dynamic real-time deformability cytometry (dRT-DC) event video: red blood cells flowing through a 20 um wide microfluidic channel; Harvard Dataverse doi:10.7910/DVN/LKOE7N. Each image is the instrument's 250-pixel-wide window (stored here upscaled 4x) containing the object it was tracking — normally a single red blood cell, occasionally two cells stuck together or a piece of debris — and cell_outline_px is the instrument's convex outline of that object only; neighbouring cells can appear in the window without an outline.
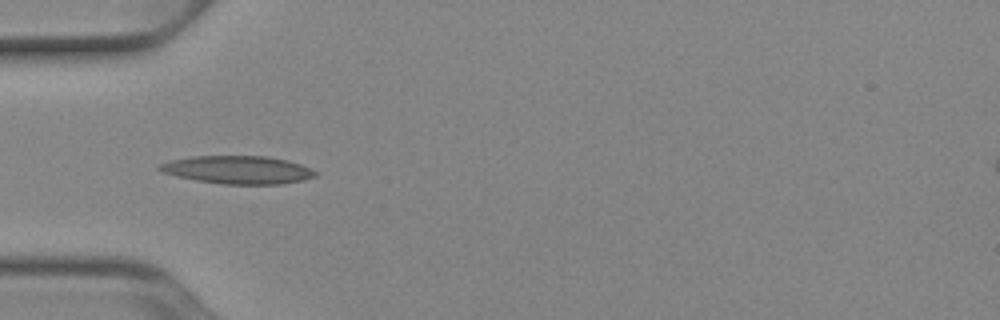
{"species": "Egyptian fruit bat (a non-hibernating species)", "species_latin": "Rousettus aegyptiacus", "temperature_condition": "cold", "stored_images_in_passage": 10, "camera_frame_rate_fps": 3000, "um_per_image_px": 0.085, "animal": {"sex": "female"}, "frame": {"image": 1, "passage_image": 4, "time_ms": 1.0, "image_size_px": [1000, 320], "cell_outline_px": [[316, 176], [304, 180], [280, 184], [224, 184], [196, 180], [176, 176], [164, 172], [156, 168], [160, 164], [172, 160], [192, 156], [264, 156], [288, 160], [300, 164], [316, 172]], "centroid_in_image_um": [20.21, 14.43], "position_along_channel_um": 64.8, "area_um2": 25.2}}